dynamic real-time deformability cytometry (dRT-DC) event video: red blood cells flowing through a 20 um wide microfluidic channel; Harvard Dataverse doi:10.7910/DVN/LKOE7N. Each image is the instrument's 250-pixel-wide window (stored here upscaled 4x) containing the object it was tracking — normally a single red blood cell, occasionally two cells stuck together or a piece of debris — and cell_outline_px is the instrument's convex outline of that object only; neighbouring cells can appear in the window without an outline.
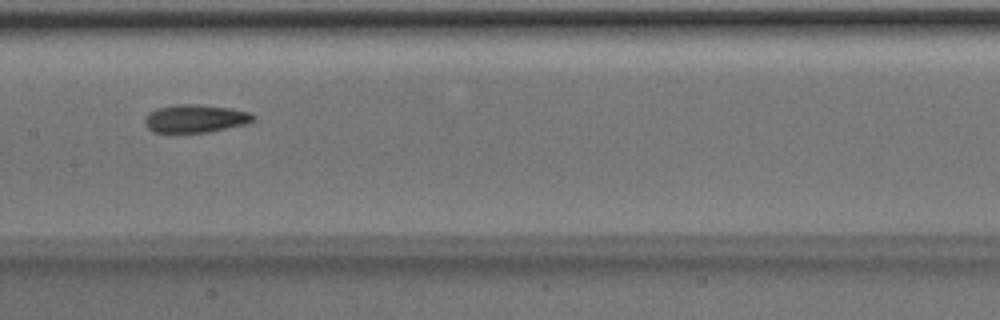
{"species": "Egyptian fruit bat (a non-hibernating species)", "species_latin": "Rousettus aegyptiacus", "temperature_condition": "room temperature", "stored_images_in_passage": 8, "camera_frame_rate_fps": 3000, "um_per_image_px": 0.085, "animal": {"sex": "male"}, "frame": {"image": 1, "passage_image": 8, "time_ms": 2.333, "image_size_px": [1000, 320], "cell_outline_px": [[256, 116], [252, 120], [244, 124], [208, 132], [152, 132], [144, 124], [144, 116], [148, 112], [156, 108], [172, 104], [196, 104], [232, 108], [248, 112]], "centroid_in_image_um": [16.53, 10.06], "position_along_channel_um": 190.9, "area_um2": 17.74}}